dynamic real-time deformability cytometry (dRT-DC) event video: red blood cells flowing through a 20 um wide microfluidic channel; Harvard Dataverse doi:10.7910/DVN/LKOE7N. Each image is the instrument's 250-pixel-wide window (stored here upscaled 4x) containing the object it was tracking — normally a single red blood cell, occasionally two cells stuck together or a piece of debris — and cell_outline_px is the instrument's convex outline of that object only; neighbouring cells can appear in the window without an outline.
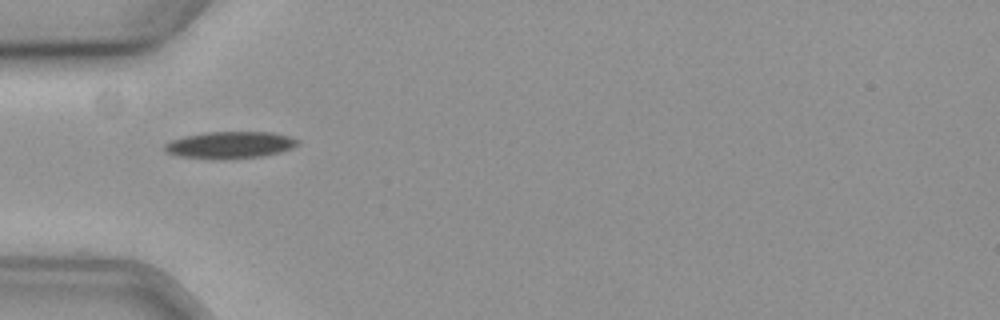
{"species": "common noctule bat (a hibernating species)", "species_latin": "Nyctalus noctula", "temperature_condition": "cold", "stored_images_in_passage": 8, "camera_frame_rate_fps": 3000, "um_per_image_px": 0.085, "animal": {"sex": "female", "body_mass_g": 19.3, "forearm_length_mm": 54.1}, "frame": {"image": 1, "passage_image": 1, "time_ms": 0.0, "image_size_px": [1000, 320], "cell_outline_px": [[300, 140], [296, 144], [280, 152], [260, 156], [180, 156], [168, 152], [164, 148], [164, 144], [172, 140], [184, 136], [208, 132], [272, 132], [288, 136]], "centroid_in_image_um": [19.57, 12.26], "position_along_channel_um": 65.4, "area_um2": 19.42}}